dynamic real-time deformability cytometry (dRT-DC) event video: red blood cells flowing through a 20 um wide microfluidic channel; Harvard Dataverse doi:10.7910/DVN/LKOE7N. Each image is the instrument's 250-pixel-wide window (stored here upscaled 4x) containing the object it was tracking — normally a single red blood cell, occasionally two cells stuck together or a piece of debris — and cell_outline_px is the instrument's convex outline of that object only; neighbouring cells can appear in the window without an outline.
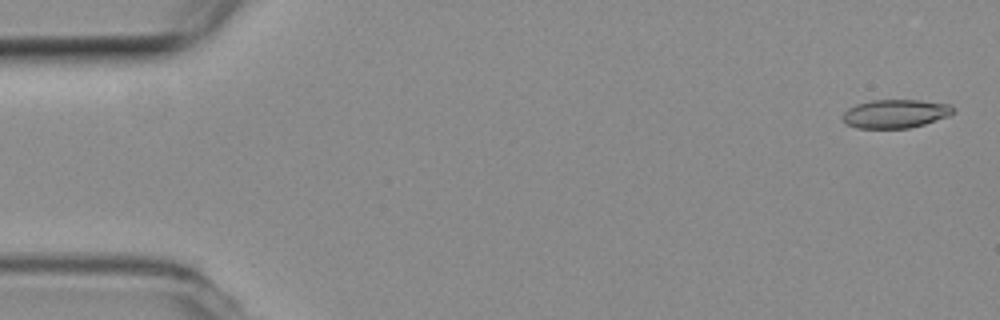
{"species": "common noctule bat (a hibernating species)", "species_latin": "Nyctalus noctula", "temperature_condition": "room temperature", "stored_images_in_passage": 54, "camera_frame_rate_fps": 3000, "um_per_image_px": 0.085, "animal": {"sex": "female", "body_mass_g": 19.3, "forearm_length_mm": 54.1}, "frame": {"image": 1, "passage_image": 2, "time_ms": 0.333, "image_size_px": [1000, 320], "cell_outline_px": [[956, 108], [948, 116], [924, 124], [908, 128], [856, 128], [844, 124], [844, 112], [848, 108], [856, 104], [872, 100], [920, 100], [948, 104]], "centroid_in_image_um": [76.09, 9.66], "position_along_channel_um": 8.9, "area_um2": 18.32}}
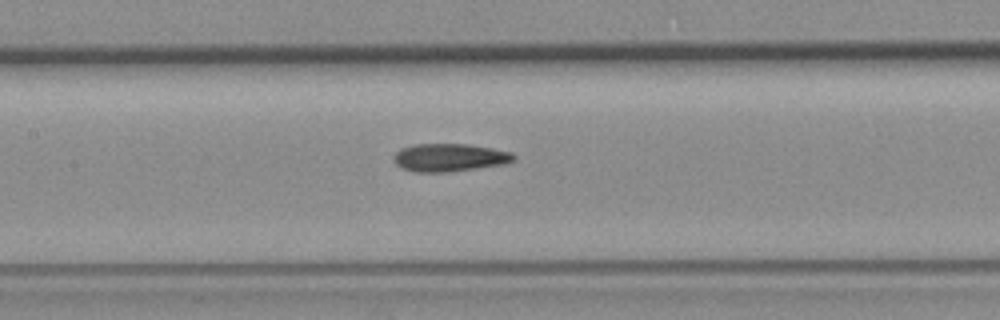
{"frame": {"image": 2, "passage_image": 25, "time_ms": 8.0, "image_size_px": [1000, 320], "cell_outline_px": [[516, 156], [512, 160], [504, 164], [448, 172], [416, 172], [400, 168], [396, 164], [392, 156], [400, 148], [416, 144], [468, 144], [492, 148], [512, 152]], "centroid_in_image_um": [38.17, 13.39], "position_along_channel_um": 169.2, "area_um2": 19.54}}
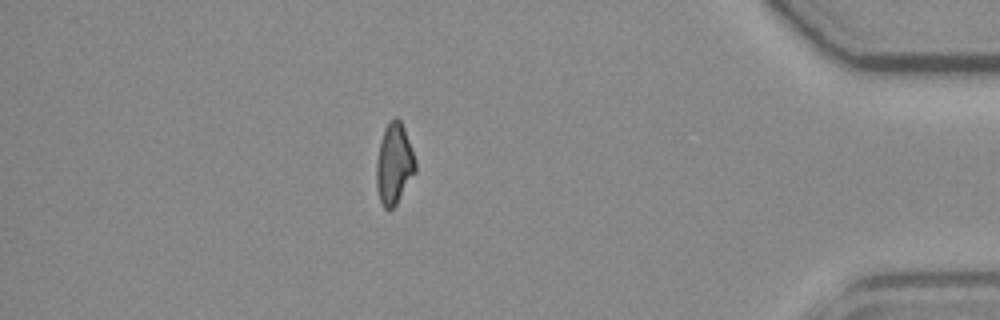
{"frame": {"image": 3, "passage_image": 47, "time_ms": 15.333, "image_size_px": [1000, 320], "cell_outline_px": [[416, 172], [396, 204], [392, 208], [384, 208], [380, 200], [376, 184], [376, 160], [380, 140], [384, 128], [396, 116], [400, 120], [404, 128], [416, 160]], "centroid_in_image_um": [33.5, 13.92], "position_along_channel_um": 401.7, "area_um2": 18.32}, "authors_computed_cell_mechanics": {"area_um2": 18.9584, "velocity_mm_per_s": 3.8084, "shape_relaxation_time_tau1_ms": 8.6876, "shape_relaxation_time_tau2_ms": 3.3732, "deformation_change_tau1": 0.2242, "deformation_change_tau2": 0.115}}